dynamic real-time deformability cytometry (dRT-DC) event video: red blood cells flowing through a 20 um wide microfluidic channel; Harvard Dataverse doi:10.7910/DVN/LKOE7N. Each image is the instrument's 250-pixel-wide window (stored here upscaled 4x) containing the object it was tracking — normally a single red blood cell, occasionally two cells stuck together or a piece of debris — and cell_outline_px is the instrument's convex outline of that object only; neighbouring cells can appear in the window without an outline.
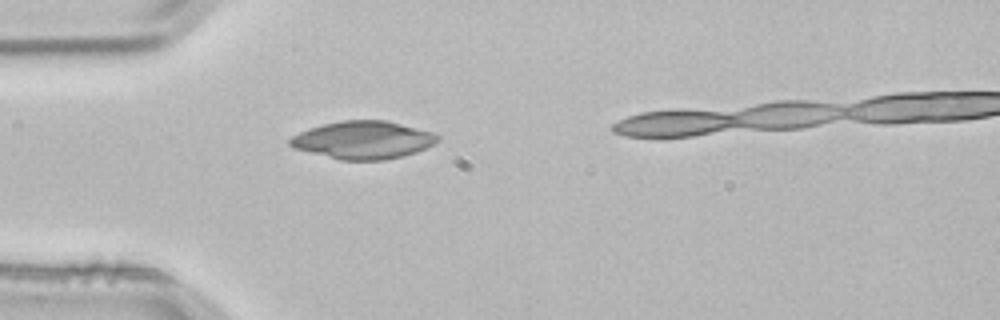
{"species": "common noctule bat (a hibernating species)", "species_latin": "Nyctalus noctula", "temperature_condition": "room temperature", "stored_images_in_passage": 2, "camera_frame_rate_fps": 3000, "um_per_image_px": 0.085, "animal": {"sex": "male", "body_mass_g": 21.5, "forearm_length_mm": 52.0}, "frame": {"image": 1, "passage_image": 1, "time_ms": 0.0, "image_size_px": [1000, 320], "cell_outline_px": [[440, 140], [416, 152], [404, 156], [384, 160], [340, 160], [292, 148], [288, 144], [288, 140], [292, 136], [308, 128], [324, 124], [344, 120], [388, 120], [432, 132], [440, 136]], "centroid_in_image_um": [30.85, 11.9], "position_along_channel_um": 54.2, "area_um2": 32.6}}